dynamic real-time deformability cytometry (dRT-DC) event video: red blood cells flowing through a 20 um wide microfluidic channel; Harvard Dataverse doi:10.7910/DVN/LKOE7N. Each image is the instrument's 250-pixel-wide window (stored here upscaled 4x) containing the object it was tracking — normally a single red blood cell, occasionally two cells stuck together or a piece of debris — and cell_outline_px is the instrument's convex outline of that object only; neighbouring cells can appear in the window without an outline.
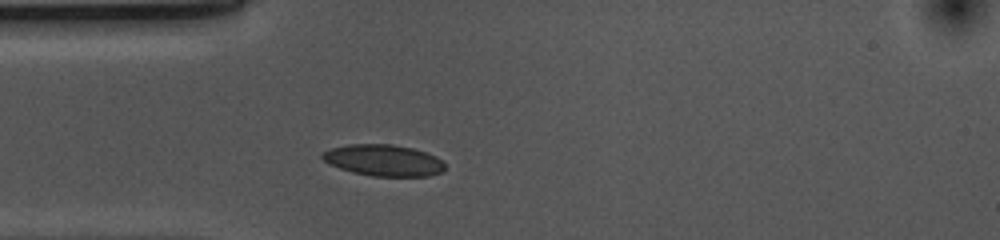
{"species": "common noctule bat (a hibernating species)", "species_latin": "Nyctalus noctula", "temperature_condition": "cold", "stored_images_in_passage": 30, "camera_frame_rate_fps": 3000, "um_per_image_px": 0.085, "animal": {"sex": "female", "body_mass_g": 10.0, "forearm_length_mm": 53.1}, "frame": {"image": 1, "passage_image": 1, "time_ms": 0.0, "image_size_px": [1000, 240], "cell_outline_px": [[444, 168], [440, 172], [428, 176], [372, 176], [352, 172], [328, 164], [320, 156], [324, 152], [332, 148], [348, 144], [392, 144], [412, 148], [436, 156], [444, 164]], "centroid_in_image_um": [32.57, 13.62], "position_along_channel_um": 52.4, "area_um2": 22.25}}
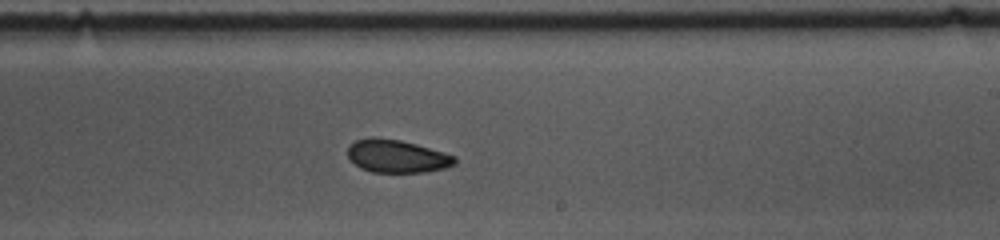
{"frame": {"image": 2, "passage_image": 18, "time_ms": 5.667, "image_size_px": [1000, 240], "cell_outline_px": [[456, 164], [444, 168], [424, 172], [372, 172], [360, 168], [348, 156], [348, 144], [356, 140], [372, 136], [400, 140], [416, 144], [444, 152], [456, 156]], "centroid_in_image_um": [33.73, 13.27], "position_along_channel_um": 255.3, "area_um2": 20.58}}
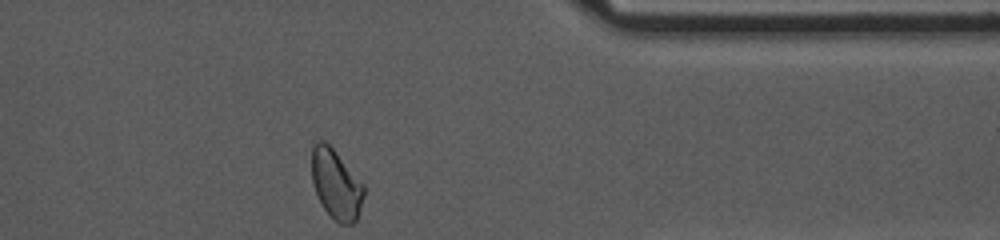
{"frame": {"image": 3, "passage_image": 30, "time_ms": 9.667, "image_size_px": [1000, 240], "cell_outline_px": [[364, 196], [356, 220], [352, 224], [340, 224], [324, 208], [312, 184], [312, 144], [316, 140], [324, 140], [336, 152], [364, 184]], "centroid_in_image_um": [28.56, 15.63], "position_along_channel_um": 382.8, "area_um2": 20.98}, "authors_computed_cell_mechanics": {"area_um2": 21.1259, "velocity_mm_per_s": 3.6477, "shape_relaxation_time_tau1_ms": 2.6072, "shape_relaxation_time_tau2_ms": 3.3921, "deformation_change_tau1": 0.0809, "deformation_change_tau2": 0.0702}}